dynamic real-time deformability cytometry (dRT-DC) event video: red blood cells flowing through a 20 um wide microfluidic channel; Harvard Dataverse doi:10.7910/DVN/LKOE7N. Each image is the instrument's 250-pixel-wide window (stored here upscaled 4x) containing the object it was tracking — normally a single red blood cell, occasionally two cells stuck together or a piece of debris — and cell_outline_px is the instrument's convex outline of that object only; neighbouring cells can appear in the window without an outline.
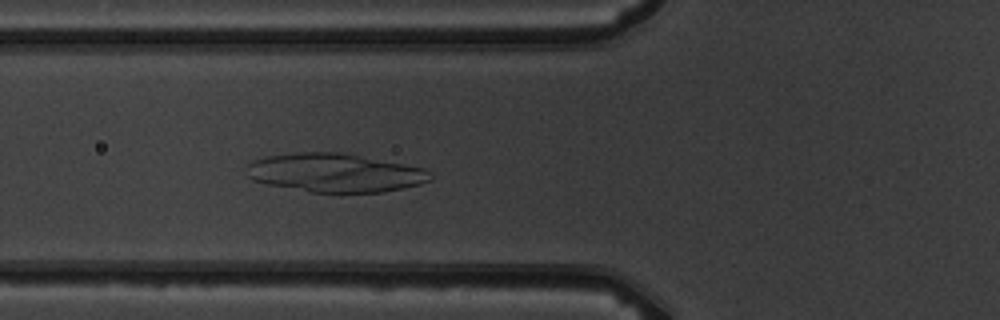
{"species": "common noctule bat (a hibernating species)", "species_latin": "Nyctalus noctula", "temperature_condition": "warm", "stored_images_in_passage": 5, "camera_frame_rate_fps": 3000, "um_per_image_px": 0.085, "animal": {"sex": "male", "body_mass_g": 19.5, "forearm_length_mm": 54.6}, "frame": {"image": 1, "passage_image": 5, "time_ms": 4.667, "image_size_px": [1000, 320], "cell_outline_px": [[432, 180], [420, 184], [380, 192], [312, 192], [268, 184], [252, 180], [244, 172], [244, 168], [252, 160], [264, 156], [296, 152], [340, 152], [424, 168], [432, 172]], "centroid_in_image_um": [28.42, 14.67], "position_along_channel_um": 97.4, "area_um2": 41.38}}